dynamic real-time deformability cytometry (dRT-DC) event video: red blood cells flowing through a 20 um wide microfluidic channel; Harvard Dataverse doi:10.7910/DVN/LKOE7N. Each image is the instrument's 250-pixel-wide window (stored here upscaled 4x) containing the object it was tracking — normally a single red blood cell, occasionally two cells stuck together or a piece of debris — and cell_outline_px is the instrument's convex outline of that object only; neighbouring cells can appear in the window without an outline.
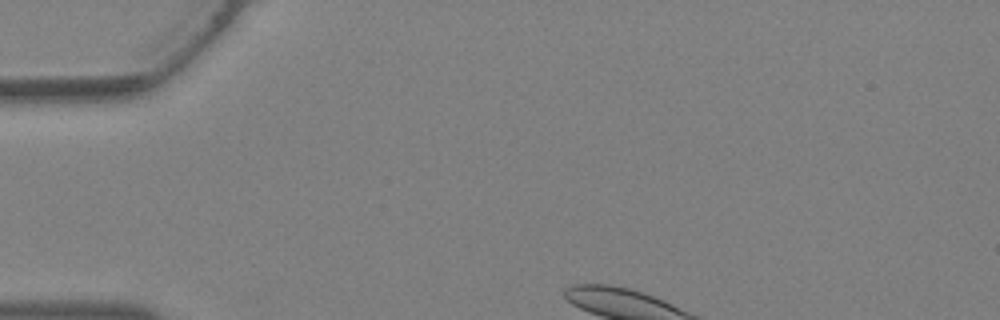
{"species": "Egyptian fruit bat (a non-hibernating species)", "species_latin": "Rousettus aegyptiacus", "temperature_condition": "warm", "stored_images_in_passage": 2, "camera_frame_rate_fps": 3000, "um_per_image_px": 0.085, "animal": {"sex": "female"}, "frame": {"image": 1, "passage_image": 1, "time_ms": 0.0, "image_size_px": [1000, 320], "cell_outline_px": [[380, 296], [368, 292], [308, 240], [292, 220], [292, 216], [308, 216], [324, 228], [372, 276], [380, 292]], "centroid_in_image_um": [28.53, 21.46], "position_along_channel_um": 56.5, "area_um2": 12.95}}